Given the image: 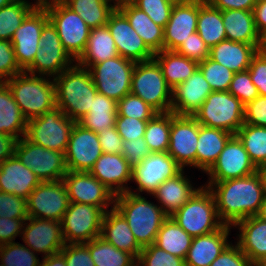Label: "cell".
<instances>
[{
    "mask_svg": "<svg viewBox=\"0 0 266 266\" xmlns=\"http://www.w3.org/2000/svg\"><path fill=\"white\" fill-rule=\"evenodd\" d=\"M205 186L215 198L220 220L230 226L247 217L256 216L265 196L259 171L242 178L208 182Z\"/></svg>",
    "mask_w": 266,
    "mask_h": 266,
    "instance_id": "obj_1",
    "label": "cell"
},
{
    "mask_svg": "<svg viewBox=\"0 0 266 266\" xmlns=\"http://www.w3.org/2000/svg\"><path fill=\"white\" fill-rule=\"evenodd\" d=\"M74 63L53 80L56 88V106L70 119L78 122L89 112L98 91L89 69Z\"/></svg>",
    "mask_w": 266,
    "mask_h": 266,
    "instance_id": "obj_2",
    "label": "cell"
},
{
    "mask_svg": "<svg viewBox=\"0 0 266 266\" xmlns=\"http://www.w3.org/2000/svg\"><path fill=\"white\" fill-rule=\"evenodd\" d=\"M127 221L137 243L143 248L154 244L163 222L169 217L144 196L125 192L115 196L113 206Z\"/></svg>",
    "mask_w": 266,
    "mask_h": 266,
    "instance_id": "obj_3",
    "label": "cell"
},
{
    "mask_svg": "<svg viewBox=\"0 0 266 266\" xmlns=\"http://www.w3.org/2000/svg\"><path fill=\"white\" fill-rule=\"evenodd\" d=\"M27 121L56 107L54 80L25 71L5 82Z\"/></svg>",
    "mask_w": 266,
    "mask_h": 266,
    "instance_id": "obj_4",
    "label": "cell"
},
{
    "mask_svg": "<svg viewBox=\"0 0 266 266\" xmlns=\"http://www.w3.org/2000/svg\"><path fill=\"white\" fill-rule=\"evenodd\" d=\"M192 238L219 230L220 220L215 198L206 186H201L191 198L170 216Z\"/></svg>",
    "mask_w": 266,
    "mask_h": 266,
    "instance_id": "obj_5",
    "label": "cell"
},
{
    "mask_svg": "<svg viewBox=\"0 0 266 266\" xmlns=\"http://www.w3.org/2000/svg\"><path fill=\"white\" fill-rule=\"evenodd\" d=\"M130 93L140 97L157 113L171 111L172 89L154 58L135 64Z\"/></svg>",
    "mask_w": 266,
    "mask_h": 266,
    "instance_id": "obj_6",
    "label": "cell"
},
{
    "mask_svg": "<svg viewBox=\"0 0 266 266\" xmlns=\"http://www.w3.org/2000/svg\"><path fill=\"white\" fill-rule=\"evenodd\" d=\"M244 107L229 91H212L193 117L202 126L235 135L244 124Z\"/></svg>",
    "mask_w": 266,
    "mask_h": 266,
    "instance_id": "obj_7",
    "label": "cell"
},
{
    "mask_svg": "<svg viewBox=\"0 0 266 266\" xmlns=\"http://www.w3.org/2000/svg\"><path fill=\"white\" fill-rule=\"evenodd\" d=\"M76 121L70 119L57 106L39 117L27 121L25 137L44 148L66 152Z\"/></svg>",
    "mask_w": 266,
    "mask_h": 266,
    "instance_id": "obj_8",
    "label": "cell"
},
{
    "mask_svg": "<svg viewBox=\"0 0 266 266\" xmlns=\"http://www.w3.org/2000/svg\"><path fill=\"white\" fill-rule=\"evenodd\" d=\"M14 154L41 182L63 180L68 171L65 153L34 144L25 136L17 140Z\"/></svg>",
    "mask_w": 266,
    "mask_h": 266,
    "instance_id": "obj_9",
    "label": "cell"
},
{
    "mask_svg": "<svg viewBox=\"0 0 266 266\" xmlns=\"http://www.w3.org/2000/svg\"><path fill=\"white\" fill-rule=\"evenodd\" d=\"M135 62L116 56L93 64L89 71L96 90L118 102L131 92L132 73Z\"/></svg>",
    "mask_w": 266,
    "mask_h": 266,
    "instance_id": "obj_10",
    "label": "cell"
},
{
    "mask_svg": "<svg viewBox=\"0 0 266 266\" xmlns=\"http://www.w3.org/2000/svg\"><path fill=\"white\" fill-rule=\"evenodd\" d=\"M104 213L97 206L70 202L61 220L65 244L86 243L99 237Z\"/></svg>",
    "mask_w": 266,
    "mask_h": 266,
    "instance_id": "obj_11",
    "label": "cell"
},
{
    "mask_svg": "<svg viewBox=\"0 0 266 266\" xmlns=\"http://www.w3.org/2000/svg\"><path fill=\"white\" fill-rule=\"evenodd\" d=\"M39 49L33 63L25 70V72L52 79L61 72L73 66L75 61L62 46L56 28L49 21L42 29L39 41Z\"/></svg>",
    "mask_w": 266,
    "mask_h": 266,
    "instance_id": "obj_12",
    "label": "cell"
},
{
    "mask_svg": "<svg viewBox=\"0 0 266 266\" xmlns=\"http://www.w3.org/2000/svg\"><path fill=\"white\" fill-rule=\"evenodd\" d=\"M183 168L173 159L168 152H152L140 163L132 166L131 181L137 184L136 193L132 189L128 190L133 194L140 195V192H146L153 195L158 186L165 180L178 175Z\"/></svg>",
    "mask_w": 266,
    "mask_h": 266,
    "instance_id": "obj_13",
    "label": "cell"
},
{
    "mask_svg": "<svg viewBox=\"0 0 266 266\" xmlns=\"http://www.w3.org/2000/svg\"><path fill=\"white\" fill-rule=\"evenodd\" d=\"M46 12L57 30L62 46L76 61L85 50L91 29L78 13L66 5H54Z\"/></svg>",
    "mask_w": 266,
    "mask_h": 266,
    "instance_id": "obj_14",
    "label": "cell"
},
{
    "mask_svg": "<svg viewBox=\"0 0 266 266\" xmlns=\"http://www.w3.org/2000/svg\"><path fill=\"white\" fill-rule=\"evenodd\" d=\"M69 204L63 180L41 182L27 197L28 217L61 222Z\"/></svg>",
    "mask_w": 266,
    "mask_h": 266,
    "instance_id": "obj_15",
    "label": "cell"
},
{
    "mask_svg": "<svg viewBox=\"0 0 266 266\" xmlns=\"http://www.w3.org/2000/svg\"><path fill=\"white\" fill-rule=\"evenodd\" d=\"M257 171L243 143L235 134L229 138L216 162L206 173L210 176L209 182H221L246 177Z\"/></svg>",
    "mask_w": 266,
    "mask_h": 266,
    "instance_id": "obj_16",
    "label": "cell"
},
{
    "mask_svg": "<svg viewBox=\"0 0 266 266\" xmlns=\"http://www.w3.org/2000/svg\"><path fill=\"white\" fill-rule=\"evenodd\" d=\"M102 153L97 133L76 122L65 152L68 171L89 172Z\"/></svg>",
    "mask_w": 266,
    "mask_h": 266,
    "instance_id": "obj_17",
    "label": "cell"
},
{
    "mask_svg": "<svg viewBox=\"0 0 266 266\" xmlns=\"http://www.w3.org/2000/svg\"><path fill=\"white\" fill-rule=\"evenodd\" d=\"M199 123L193 116L175 115L171 119L168 154L184 169L196 168Z\"/></svg>",
    "mask_w": 266,
    "mask_h": 266,
    "instance_id": "obj_18",
    "label": "cell"
},
{
    "mask_svg": "<svg viewBox=\"0 0 266 266\" xmlns=\"http://www.w3.org/2000/svg\"><path fill=\"white\" fill-rule=\"evenodd\" d=\"M70 202L89 204L102 208L105 212L115 195L90 172L67 171L63 177Z\"/></svg>",
    "mask_w": 266,
    "mask_h": 266,
    "instance_id": "obj_19",
    "label": "cell"
},
{
    "mask_svg": "<svg viewBox=\"0 0 266 266\" xmlns=\"http://www.w3.org/2000/svg\"><path fill=\"white\" fill-rule=\"evenodd\" d=\"M49 22L46 10H33L16 29L11 43L20 68L25 71L34 61L43 27Z\"/></svg>",
    "mask_w": 266,
    "mask_h": 266,
    "instance_id": "obj_20",
    "label": "cell"
},
{
    "mask_svg": "<svg viewBox=\"0 0 266 266\" xmlns=\"http://www.w3.org/2000/svg\"><path fill=\"white\" fill-rule=\"evenodd\" d=\"M106 26L121 57L135 63L153 59L155 54L146 46L127 18L117 8L110 15Z\"/></svg>",
    "mask_w": 266,
    "mask_h": 266,
    "instance_id": "obj_21",
    "label": "cell"
},
{
    "mask_svg": "<svg viewBox=\"0 0 266 266\" xmlns=\"http://www.w3.org/2000/svg\"><path fill=\"white\" fill-rule=\"evenodd\" d=\"M24 225L22 240L36 254L41 252L43 257H48L60 252L65 246L61 222L28 217Z\"/></svg>",
    "mask_w": 266,
    "mask_h": 266,
    "instance_id": "obj_22",
    "label": "cell"
},
{
    "mask_svg": "<svg viewBox=\"0 0 266 266\" xmlns=\"http://www.w3.org/2000/svg\"><path fill=\"white\" fill-rule=\"evenodd\" d=\"M199 0L174 4L169 21L163 29V50L176 51L197 31Z\"/></svg>",
    "mask_w": 266,
    "mask_h": 266,
    "instance_id": "obj_23",
    "label": "cell"
},
{
    "mask_svg": "<svg viewBox=\"0 0 266 266\" xmlns=\"http://www.w3.org/2000/svg\"><path fill=\"white\" fill-rule=\"evenodd\" d=\"M212 89L201 70L195 72L172 90L171 111L178 116H193Z\"/></svg>",
    "mask_w": 266,
    "mask_h": 266,
    "instance_id": "obj_24",
    "label": "cell"
},
{
    "mask_svg": "<svg viewBox=\"0 0 266 266\" xmlns=\"http://www.w3.org/2000/svg\"><path fill=\"white\" fill-rule=\"evenodd\" d=\"M89 172L115 196L131 189L126 183L131 181L132 166L122 154L102 153Z\"/></svg>",
    "mask_w": 266,
    "mask_h": 266,
    "instance_id": "obj_25",
    "label": "cell"
},
{
    "mask_svg": "<svg viewBox=\"0 0 266 266\" xmlns=\"http://www.w3.org/2000/svg\"><path fill=\"white\" fill-rule=\"evenodd\" d=\"M41 183L14 154L0 163V191L26 198Z\"/></svg>",
    "mask_w": 266,
    "mask_h": 266,
    "instance_id": "obj_26",
    "label": "cell"
},
{
    "mask_svg": "<svg viewBox=\"0 0 266 266\" xmlns=\"http://www.w3.org/2000/svg\"><path fill=\"white\" fill-rule=\"evenodd\" d=\"M230 225H224L217 231L193 237L185 258V266H210L211 263L226 249Z\"/></svg>",
    "mask_w": 266,
    "mask_h": 266,
    "instance_id": "obj_27",
    "label": "cell"
},
{
    "mask_svg": "<svg viewBox=\"0 0 266 266\" xmlns=\"http://www.w3.org/2000/svg\"><path fill=\"white\" fill-rule=\"evenodd\" d=\"M239 229L237 244L253 265H260L266 259V221L257 216L237 222Z\"/></svg>",
    "mask_w": 266,
    "mask_h": 266,
    "instance_id": "obj_28",
    "label": "cell"
},
{
    "mask_svg": "<svg viewBox=\"0 0 266 266\" xmlns=\"http://www.w3.org/2000/svg\"><path fill=\"white\" fill-rule=\"evenodd\" d=\"M110 207L111 209L104 213L100 237L137 259L142 247L137 243L125 218L114 207Z\"/></svg>",
    "mask_w": 266,
    "mask_h": 266,
    "instance_id": "obj_29",
    "label": "cell"
},
{
    "mask_svg": "<svg viewBox=\"0 0 266 266\" xmlns=\"http://www.w3.org/2000/svg\"><path fill=\"white\" fill-rule=\"evenodd\" d=\"M260 45H251L225 39L210 48L209 57L234 73L248 70Z\"/></svg>",
    "mask_w": 266,
    "mask_h": 266,
    "instance_id": "obj_30",
    "label": "cell"
},
{
    "mask_svg": "<svg viewBox=\"0 0 266 266\" xmlns=\"http://www.w3.org/2000/svg\"><path fill=\"white\" fill-rule=\"evenodd\" d=\"M117 9L154 54L163 50V27L155 24L145 12L131 2H117Z\"/></svg>",
    "mask_w": 266,
    "mask_h": 266,
    "instance_id": "obj_31",
    "label": "cell"
},
{
    "mask_svg": "<svg viewBox=\"0 0 266 266\" xmlns=\"http://www.w3.org/2000/svg\"><path fill=\"white\" fill-rule=\"evenodd\" d=\"M184 169L175 177L165 180L152 195L158 199L161 208L171 216L181 208L199 189L194 188L189 178L184 176Z\"/></svg>",
    "mask_w": 266,
    "mask_h": 266,
    "instance_id": "obj_32",
    "label": "cell"
},
{
    "mask_svg": "<svg viewBox=\"0 0 266 266\" xmlns=\"http://www.w3.org/2000/svg\"><path fill=\"white\" fill-rule=\"evenodd\" d=\"M233 134L218 128L199 124L196 147V168L206 173L216 162L225 144Z\"/></svg>",
    "mask_w": 266,
    "mask_h": 266,
    "instance_id": "obj_33",
    "label": "cell"
},
{
    "mask_svg": "<svg viewBox=\"0 0 266 266\" xmlns=\"http://www.w3.org/2000/svg\"><path fill=\"white\" fill-rule=\"evenodd\" d=\"M222 20L228 40L260 45L261 35L257 31L253 11L224 10Z\"/></svg>",
    "mask_w": 266,
    "mask_h": 266,
    "instance_id": "obj_34",
    "label": "cell"
},
{
    "mask_svg": "<svg viewBox=\"0 0 266 266\" xmlns=\"http://www.w3.org/2000/svg\"><path fill=\"white\" fill-rule=\"evenodd\" d=\"M119 56L115 41L107 26L93 28L90 31L84 52L75 61L83 68Z\"/></svg>",
    "mask_w": 266,
    "mask_h": 266,
    "instance_id": "obj_35",
    "label": "cell"
},
{
    "mask_svg": "<svg viewBox=\"0 0 266 266\" xmlns=\"http://www.w3.org/2000/svg\"><path fill=\"white\" fill-rule=\"evenodd\" d=\"M27 120L5 82H0V134L17 140L26 135ZM20 134V135H19Z\"/></svg>",
    "mask_w": 266,
    "mask_h": 266,
    "instance_id": "obj_36",
    "label": "cell"
},
{
    "mask_svg": "<svg viewBox=\"0 0 266 266\" xmlns=\"http://www.w3.org/2000/svg\"><path fill=\"white\" fill-rule=\"evenodd\" d=\"M159 64L167 85L173 90L186 81L198 68V62L178 54L162 50L153 57Z\"/></svg>",
    "mask_w": 266,
    "mask_h": 266,
    "instance_id": "obj_37",
    "label": "cell"
},
{
    "mask_svg": "<svg viewBox=\"0 0 266 266\" xmlns=\"http://www.w3.org/2000/svg\"><path fill=\"white\" fill-rule=\"evenodd\" d=\"M117 117V102L99 92L93 99L89 112L78 123L97 134L104 128L115 126Z\"/></svg>",
    "mask_w": 266,
    "mask_h": 266,
    "instance_id": "obj_38",
    "label": "cell"
},
{
    "mask_svg": "<svg viewBox=\"0 0 266 266\" xmlns=\"http://www.w3.org/2000/svg\"><path fill=\"white\" fill-rule=\"evenodd\" d=\"M197 33L209 48L227 39L222 11L213 7L207 0H199Z\"/></svg>",
    "mask_w": 266,
    "mask_h": 266,
    "instance_id": "obj_39",
    "label": "cell"
},
{
    "mask_svg": "<svg viewBox=\"0 0 266 266\" xmlns=\"http://www.w3.org/2000/svg\"><path fill=\"white\" fill-rule=\"evenodd\" d=\"M191 241L192 237L169 216L160 227L154 245L171 255L185 259Z\"/></svg>",
    "mask_w": 266,
    "mask_h": 266,
    "instance_id": "obj_40",
    "label": "cell"
},
{
    "mask_svg": "<svg viewBox=\"0 0 266 266\" xmlns=\"http://www.w3.org/2000/svg\"><path fill=\"white\" fill-rule=\"evenodd\" d=\"M66 6L78 13L87 26L93 29L106 26L110 15L117 8V0H72Z\"/></svg>",
    "mask_w": 266,
    "mask_h": 266,
    "instance_id": "obj_41",
    "label": "cell"
},
{
    "mask_svg": "<svg viewBox=\"0 0 266 266\" xmlns=\"http://www.w3.org/2000/svg\"><path fill=\"white\" fill-rule=\"evenodd\" d=\"M257 169L266 166V127L243 124L236 132Z\"/></svg>",
    "mask_w": 266,
    "mask_h": 266,
    "instance_id": "obj_42",
    "label": "cell"
},
{
    "mask_svg": "<svg viewBox=\"0 0 266 266\" xmlns=\"http://www.w3.org/2000/svg\"><path fill=\"white\" fill-rule=\"evenodd\" d=\"M176 114L172 111L156 113L148 120L144 140L151 152H167L169 148V136L171 119Z\"/></svg>",
    "mask_w": 266,
    "mask_h": 266,
    "instance_id": "obj_43",
    "label": "cell"
},
{
    "mask_svg": "<svg viewBox=\"0 0 266 266\" xmlns=\"http://www.w3.org/2000/svg\"><path fill=\"white\" fill-rule=\"evenodd\" d=\"M87 248L95 266H130L136 259L119 250L100 236L87 242Z\"/></svg>",
    "mask_w": 266,
    "mask_h": 266,
    "instance_id": "obj_44",
    "label": "cell"
},
{
    "mask_svg": "<svg viewBox=\"0 0 266 266\" xmlns=\"http://www.w3.org/2000/svg\"><path fill=\"white\" fill-rule=\"evenodd\" d=\"M32 11L19 0L0 8V40L11 41L16 29Z\"/></svg>",
    "mask_w": 266,
    "mask_h": 266,
    "instance_id": "obj_45",
    "label": "cell"
},
{
    "mask_svg": "<svg viewBox=\"0 0 266 266\" xmlns=\"http://www.w3.org/2000/svg\"><path fill=\"white\" fill-rule=\"evenodd\" d=\"M0 259L3 266H40V260L35 252L16 242L0 246Z\"/></svg>",
    "mask_w": 266,
    "mask_h": 266,
    "instance_id": "obj_46",
    "label": "cell"
},
{
    "mask_svg": "<svg viewBox=\"0 0 266 266\" xmlns=\"http://www.w3.org/2000/svg\"><path fill=\"white\" fill-rule=\"evenodd\" d=\"M198 68L209 83L212 91H228L234 72L210 57L199 62Z\"/></svg>",
    "mask_w": 266,
    "mask_h": 266,
    "instance_id": "obj_47",
    "label": "cell"
},
{
    "mask_svg": "<svg viewBox=\"0 0 266 266\" xmlns=\"http://www.w3.org/2000/svg\"><path fill=\"white\" fill-rule=\"evenodd\" d=\"M157 112L140 97L127 94L117 102V116L150 120Z\"/></svg>",
    "mask_w": 266,
    "mask_h": 266,
    "instance_id": "obj_48",
    "label": "cell"
},
{
    "mask_svg": "<svg viewBox=\"0 0 266 266\" xmlns=\"http://www.w3.org/2000/svg\"><path fill=\"white\" fill-rule=\"evenodd\" d=\"M131 3L163 28L169 21L175 4L170 0H132Z\"/></svg>",
    "mask_w": 266,
    "mask_h": 266,
    "instance_id": "obj_49",
    "label": "cell"
},
{
    "mask_svg": "<svg viewBox=\"0 0 266 266\" xmlns=\"http://www.w3.org/2000/svg\"><path fill=\"white\" fill-rule=\"evenodd\" d=\"M137 260L141 266H185V259L171 255L154 244L143 247Z\"/></svg>",
    "mask_w": 266,
    "mask_h": 266,
    "instance_id": "obj_50",
    "label": "cell"
},
{
    "mask_svg": "<svg viewBox=\"0 0 266 266\" xmlns=\"http://www.w3.org/2000/svg\"><path fill=\"white\" fill-rule=\"evenodd\" d=\"M228 91L244 105L259 96L258 90L253 84L248 70L234 73Z\"/></svg>",
    "mask_w": 266,
    "mask_h": 266,
    "instance_id": "obj_51",
    "label": "cell"
},
{
    "mask_svg": "<svg viewBox=\"0 0 266 266\" xmlns=\"http://www.w3.org/2000/svg\"><path fill=\"white\" fill-rule=\"evenodd\" d=\"M0 217L21 219L28 218L27 199L0 191Z\"/></svg>",
    "mask_w": 266,
    "mask_h": 266,
    "instance_id": "obj_52",
    "label": "cell"
},
{
    "mask_svg": "<svg viewBox=\"0 0 266 266\" xmlns=\"http://www.w3.org/2000/svg\"><path fill=\"white\" fill-rule=\"evenodd\" d=\"M21 72L11 41L0 40V82H6Z\"/></svg>",
    "mask_w": 266,
    "mask_h": 266,
    "instance_id": "obj_53",
    "label": "cell"
},
{
    "mask_svg": "<svg viewBox=\"0 0 266 266\" xmlns=\"http://www.w3.org/2000/svg\"><path fill=\"white\" fill-rule=\"evenodd\" d=\"M176 52L199 63L209 57L210 48L196 31L189 35V38L178 47Z\"/></svg>",
    "mask_w": 266,
    "mask_h": 266,
    "instance_id": "obj_54",
    "label": "cell"
},
{
    "mask_svg": "<svg viewBox=\"0 0 266 266\" xmlns=\"http://www.w3.org/2000/svg\"><path fill=\"white\" fill-rule=\"evenodd\" d=\"M147 122L148 120L117 116L115 126L124 141L137 140L144 137Z\"/></svg>",
    "mask_w": 266,
    "mask_h": 266,
    "instance_id": "obj_55",
    "label": "cell"
},
{
    "mask_svg": "<svg viewBox=\"0 0 266 266\" xmlns=\"http://www.w3.org/2000/svg\"><path fill=\"white\" fill-rule=\"evenodd\" d=\"M67 266H95L86 243L65 244L60 251Z\"/></svg>",
    "mask_w": 266,
    "mask_h": 266,
    "instance_id": "obj_56",
    "label": "cell"
},
{
    "mask_svg": "<svg viewBox=\"0 0 266 266\" xmlns=\"http://www.w3.org/2000/svg\"><path fill=\"white\" fill-rule=\"evenodd\" d=\"M250 78L260 96H266V53L258 51L248 68Z\"/></svg>",
    "mask_w": 266,
    "mask_h": 266,
    "instance_id": "obj_57",
    "label": "cell"
},
{
    "mask_svg": "<svg viewBox=\"0 0 266 266\" xmlns=\"http://www.w3.org/2000/svg\"><path fill=\"white\" fill-rule=\"evenodd\" d=\"M210 266H253V264L237 243L235 245L231 243Z\"/></svg>",
    "mask_w": 266,
    "mask_h": 266,
    "instance_id": "obj_58",
    "label": "cell"
},
{
    "mask_svg": "<svg viewBox=\"0 0 266 266\" xmlns=\"http://www.w3.org/2000/svg\"><path fill=\"white\" fill-rule=\"evenodd\" d=\"M244 124L266 127V96H258L244 107Z\"/></svg>",
    "mask_w": 266,
    "mask_h": 266,
    "instance_id": "obj_59",
    "label": "cell"
},
{
    "mask_svg": "<svg viewBox=\"0 0 266 266\" xmlns=\"http://www.w3.org/2000/svg\"><path fill=\"white\" fill-rule=\"evenodd\" d=\"M144 137L137 138V140H129L123 142V149L121 154L128 160L131 166L140 163L143 159L151 154Z\"/></svg>",
    "mask_w": 266,
    "mask_h": 266,
    "instance_id": "obj_60",
    "label": "cell"
},
{
    "mask_svg": "<svg viewBox=\"0 0 266 266\" xmlns=\"http://www.w3.org/2000/svg\"><path fill=\"white\" fill-rule=\"evenodd\" d=\"M97 136L103 153L121 154L124 140L118 134L116 126L104 128Z\"/></svg>",
    "mask_w": 266,
    "mask_h": 266,
    "instance_id": "obj_61",
    "label": "cell"
},
{
    "mask_svg": "<svg viewBox=\"0 0 266 266\" xmlns=\"http://www.w3.org/2000/svg\"><path fill=\"white\" fill-rule=\"evenodd\" d=\"M23 225L24 221L21 219L0 217V246L15 242L18 235L22 236Z\"/></svg>",
    "mask_w": 266,
    "mask_h": 266,
    "instance_id": "obj_62",
    "label": "cell"
},
{
    "mask_svg": "<svg viewBox=\"0 0 266 266\" xmlns=\"http://www.w3.org/2000/svg\"><path fill=\"white\" fill-rule=\"evenodd\" d=\"M213 7L224 10L253 11L258 0H207Z\"/></svg>",
    "mask_w": 266,
    "mask_h": 266,
    "instance_id": "obj_63",
    "label": "cell"
},
{
    "mask_svg": "<svg viewBox=\"0 0 266 266\" xmlns=\"http://www.w3.org/2000/svg\"><path fill=\"white\" fill-rule=\"evenodd\" d=\"M16 143V138L0 134V163L14 155Z\"/></svg>",
    "mask_w": 266,
    "mask_h": 266,
    "instance_id": "obj_64",
    "label": "cell"
},
{
    "mask_svg": "<svg viewBox=\"0 0 266 266\" xmlns=\"http://www.w3.org/2000/svg\"><path fill=\"white\" fill-rule=\"evenodd\" d=\"M253 16L260 35L266 30V0H258L253 8Z\"/></svg>",
    "mask_w": 266,
    "mask_h": 266,
    "instance_id": "obj_65",
    "label": "cell"
},
{
    "mask_svg": "<svg viewBox=\"0 0 266 266\" xmlns=\"http://www.w3.org/2000/svg\"><path fill=\"white\" fill-rule=\"evenodd\" d=\"M40 266H67L64 255L61 252L43 257Z\"/></svg>",
    "mask_w": 266,
    "mask_h": 266,
    "instance_id": "obj_66",
    "label": "cell"
},
{
    "mask_svg": "<svg viewBox=\"0 0 266 266\" xmlns=\"http://www.w3.org/2000/svg\"><path fill=\"white\" fill-rule=\"evenodd\" d=\"M19 1L31 7L33 10H47L53 7V0H36L35 4H32L26 0H19Z\"/></svg>",
    "mask_w": 266,
    "mask_h": 266,
    "instance_id": "obj_67",
    "label": "cell"
},
{
    "mask_svg": "<svg viewBox=\"0 0 266 266\" xmlns=\"http://www.w3.org/2000/svg\"><path fill=\"white\" fill-rule=\"evenodd\" d=\"M256 216L259 217L260 219L266 221V195L263 198L260 210Z\"/></svg>",
    "mask_w": 266,
    "mask_h": 266,
    "instance_id": "obj_68",
    "label": "cell"
},
{
    "mask_svg": "<svg viewBox=\"0 0 266 266\" xmlns=\"http://www.w3.org/2000/svg\"><path fill=\"white\" fill-rule=\"evenodd\" d=\"M259 51L266 53V30L261 34Z\"/></svg>",
    "mask_w": 266,
    "mask_h": 266,
    "instance_id": "obj_69",
    "label": "cell"
},
{
    "mask_svg": "<svg viewBox=\"0 0 266 266\" xmlns=\"http://www.w3.org/2000/svg\"><path fill=\"white\" fill-rule=\"evenodd\" d=\"M260 172L262 179H263V184H264V190H265V195H266V166L258 169Z\"/></svg>",
    "mask_w": 266,
    "mask_h": 266,
    "instance_id": "obj_70",
    "label": "cell"
},
{
    "mask_svg": "<svg viewBox=\"0 0 266 266\" xmlns=\"http://www.w3.org/2000/svg\"><path fill=\"white\" fill-rule=\"evenodd\" d=\"M72 0H53V6L54 5H66Z\"/></svg>",
    "mask_w": 266,
    "mask_h": 266,
    "instance_id": "obj_71",
    "label": "cell"
},
{
    "mask_svg": "<svg viewBox=\"0 0 266 266\" xmlns=\"http://www.w3.org/2000/svg\"><path fill=\"white\" fill-rule=\"evenodd\" d=\"M16 0H0V8H2L3 6L9 5L11 3H13Z\"/></svg>",
    "mask_w": 266,
    "mask_h": 266,
    "instance_id": "obj_72",
    "label": "cell"
},
{
    "mask_svg": "<svg viewBox=\"0 0 266 266\" xmlns=\"http://www.w3.org/2000/svg\"><path fill=\"white\" fill-rule=\"evenodd\" d=\"M170 1H172L175 4H179V3H190L196 0H170Z\"/></svg>",
    "mask_w": 266,
    "mask_h": 266,
    "instance_id": "obj_73",
    "label": "cell"
},
{
    "mask_svg": "<svg viewBox=\"0 0 266 266\" xmlns=\"http://www.w3.org/2000/svg\"><path fill=\"white\" fill-rule=\"evenodd\" d=\"M130 266H141L138 260L136 259Z\"/></svg>",
    "mask_w": 266,
    "mask_h": 266,
    "instance_id": "obj_74",
    "label": "cell"
},
{
    "mask_svg": "<svg viewBox=\"0 0 266 266\" xmlns=\"http://www.w3.org/2000/svg\"><path fill=\"white\" fill-rule=\"evenodd\" d=\"M132 0H117V2H131Z\"/></svg>",
    "mask_w": 266,
    "mask_h": 266,
    "instance_id": "obj_75",
    "label": "cell"
},
{
    "mask_svg": "<svg viewBox=\"0 0 266 266\" xmlns=\"http://www.w3.org/2000/svg\"><path fill=\"white\" fill-rule=\"evenodd\" d=\"M260 266H266V259L260 264Z\"/></svg>",
    "mask_w": 266,
    "mask_h": 266,
    "instance_id": "obj_76",
    "label": "cell"
}]
</instances>
